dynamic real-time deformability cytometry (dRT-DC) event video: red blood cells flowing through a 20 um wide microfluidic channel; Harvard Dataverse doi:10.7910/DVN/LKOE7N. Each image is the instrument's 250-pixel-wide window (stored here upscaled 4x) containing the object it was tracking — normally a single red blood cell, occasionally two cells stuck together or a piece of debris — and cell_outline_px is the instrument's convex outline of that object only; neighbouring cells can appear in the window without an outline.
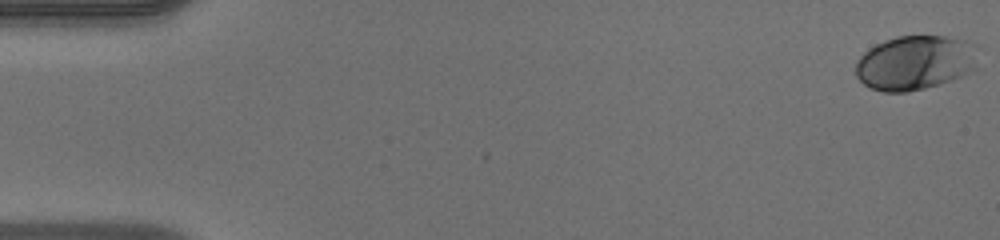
{"species": "human", "species_latin": "Homo sapiens", "temperature_condition": "warm", "stored_images_in_passage": 50, "camera_frame_rate_fps": 3000, "um_per_image_px": 0.085, "donor": {"sex": "male"}, "frame": {"image": 1, "passage_image": 1, "time_ms": 0.0, "image_size_px": [1000, 240], "cell_outline_px": [[984, 44], [976, 68], [952, 80], [940, 84], [908, 92], [884, 92], [872, 88], [864, 84], [856, 76], [856, 64], [860, 56], [868, 48], [884, 40], [896, 36], [944, 36]], "centroid_in_image_um": [77.89, 5.3], "position_along_channel_um": 7.1, "area_um2": 39.71}}
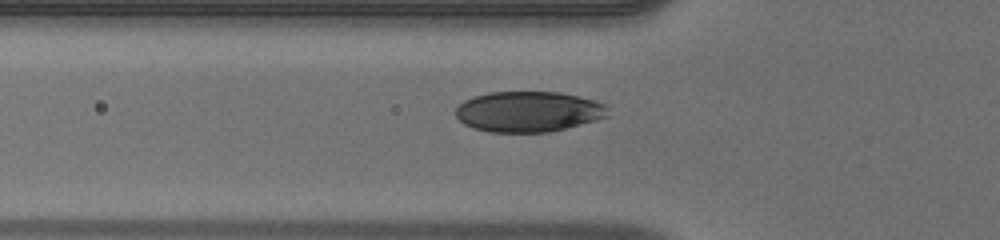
{"frame": {"image": 2, "passage_image": 18, "time_ms": 5.667, "image_size_px": [1000, 240], "cell_outline_px": [[608, 116], [596, 120], [552, 132], [488, 132], [464, 124], [456, 116], [456, 108], [464, 100], [472, 96], [488, 92], [560, 92], [596, 100], [608, 104]], "centroid_in_image_um": [44.94, 9.48], "position_along_channel_um": 80.9, "area_um2": 36.24}}
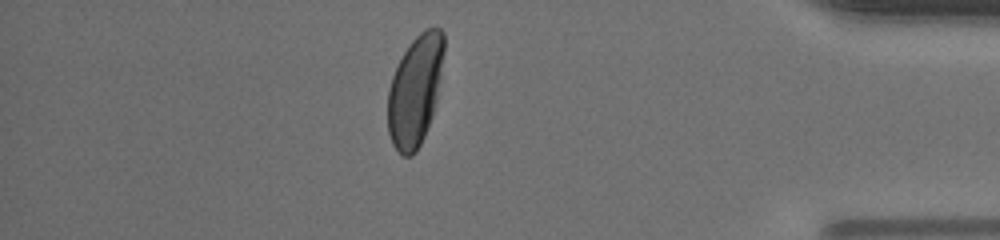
{"frame": {"image": 3, "passage_image": 44, "time_ms": 14.333, "image_size_px": [1000, 240], "cell_outline_px": [[444, 52], [440, 80], [436, 100], [432, 116], [424, 136], [416, 152], [412, 156], [404, 156], [392, 144], [388, 132], [388, 88], [392, 76], [404, 52], [412, 40], [420, 32], [428, 28], [440, 28], [444, 32]], "centroid_in_image_um": [35.29, 7.69], "position_along_channel_um": 399.9, "area_um2": 36.01}, "authors_computed_cell_mechanics": {"area_um2": 37.2232, "velocity_mm_per_s": 4.0973, "shape_relaxation_time_tau1_ms": 2.3443, "shape_relaxation_time_tau2_ms": null, "deformation_change_tau1": 0.1482, "deformation_change_tau2": null}}